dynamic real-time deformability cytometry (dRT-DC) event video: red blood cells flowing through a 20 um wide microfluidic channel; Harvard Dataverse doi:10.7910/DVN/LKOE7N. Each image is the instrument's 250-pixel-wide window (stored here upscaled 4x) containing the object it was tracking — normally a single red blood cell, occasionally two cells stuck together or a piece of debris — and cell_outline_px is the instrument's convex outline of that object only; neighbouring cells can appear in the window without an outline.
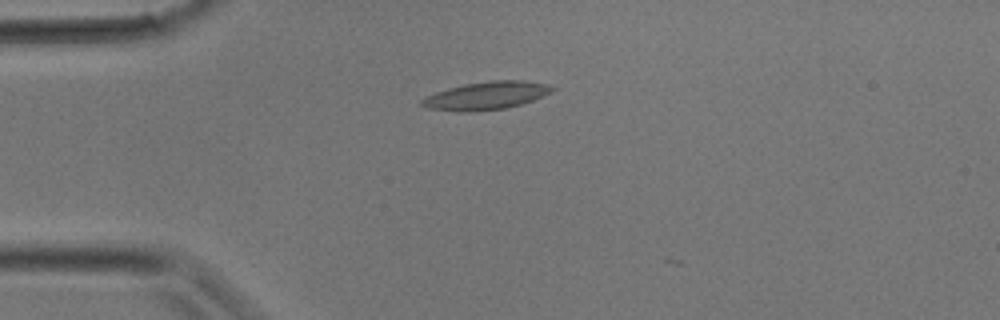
{"species": "common noctule bat (a hibernating species)", "species_latin": "Nyctalus noctula", "temperature_condition": "room temperature", "stored_images_in_passage": 3, "camera_frame_rate_fps": 3000, "um_per_image_px": 0.085, "animal": {"sex": "male", "body_mass_g": 17.9}, "frame": {"image": 1, "passage_image": 1, "time_ms": 0.0, "image_size_px": [1000, 320], "cell_outline_px": [[556, 88], [552, 92], [532, 100], [520, 104], [504, 108], [468, 112], [456, 112], [428, 108], [420, 104], [420, 100], [436, 92], [448, 88], [464, 84], [492, 80], [524, 80], [548, 84]], "centroid_in_image_um": [41.33, 8.12], "position_along_channel_um": 43.7, "area_um2": 21.15}}